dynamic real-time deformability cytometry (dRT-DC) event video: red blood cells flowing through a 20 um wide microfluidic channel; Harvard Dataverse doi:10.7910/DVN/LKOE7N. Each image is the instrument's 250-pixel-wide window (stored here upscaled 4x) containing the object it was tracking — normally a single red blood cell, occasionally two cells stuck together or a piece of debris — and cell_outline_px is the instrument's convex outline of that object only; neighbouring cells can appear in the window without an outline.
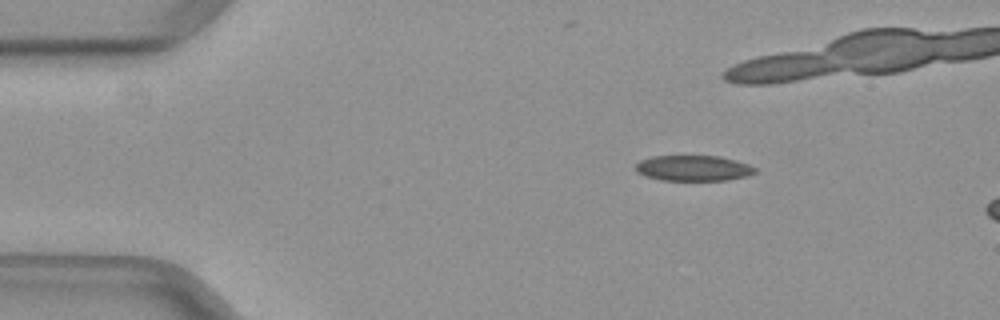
{"species": "common noctule bat (a hibernating species)", "species_latin": "Nyctalus noctula", "temperature_condition": "warm", "stored_images_in_passage": 13, "camera_frame_rate_fps": 3000, "um_per_image_px": 0.085, "animal": {"sex": "female", "body_mass_g": 29.2, "forearm_length_mm": 56.3}, "frame": {"image": 1, "passage_image": 8, "time_ms": 2.333, "image_size_px": [1000, 320], "cell_outline_px": [[756, 172], [748, 176], [728, 180], [660, 180], [644, 176], [636, 172], [636, 164], [640, 160], [652, 156], [720, 156], [736, 160], [748, 164], [756, 168]], "centroid_in_image_um": [58.93, 14.29], "position_along_channel_um": 26.1, "area_um2": 17.92}}